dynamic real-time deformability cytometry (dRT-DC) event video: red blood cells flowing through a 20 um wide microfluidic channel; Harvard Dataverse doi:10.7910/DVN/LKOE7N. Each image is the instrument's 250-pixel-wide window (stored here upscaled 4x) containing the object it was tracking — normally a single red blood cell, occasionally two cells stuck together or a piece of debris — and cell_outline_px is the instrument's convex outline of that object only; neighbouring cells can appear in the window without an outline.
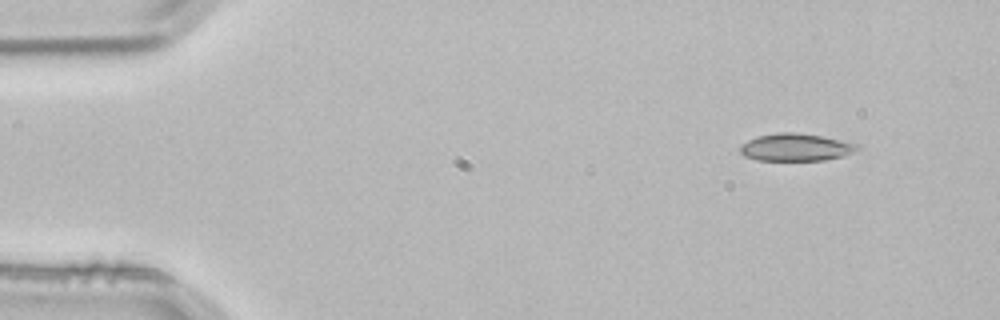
{"species": "common noctule bat (a hibernating species)", "species_latin": "Nyctalus noctula", "temperature_condition": "room temperature", "stored_images_in_passage": 3, "camera_frame_rate_fps": 3000, "um_per_image_px": 0.085, "animal": {"sex": "male", "body_mass_g": 21.5, "forearm_length_mm": 52.0}, "frame": {"image": 1, "passage_image": 1, "time_ms": 0.0, "image_size_px": [1000, 320], "cell_outline_px": [[860, 148], [852, 152], [840, 156], [824, 160], [756, 160], [744, 156], [740, 152], [740, 144], [756, 136], [780, 132], [796, 132], [820, 136], [860, 144]], "centroid_in_image_um": [67.6, 12.51], "position_along_channel_um": 17.4, "area_um2": 18.67}}
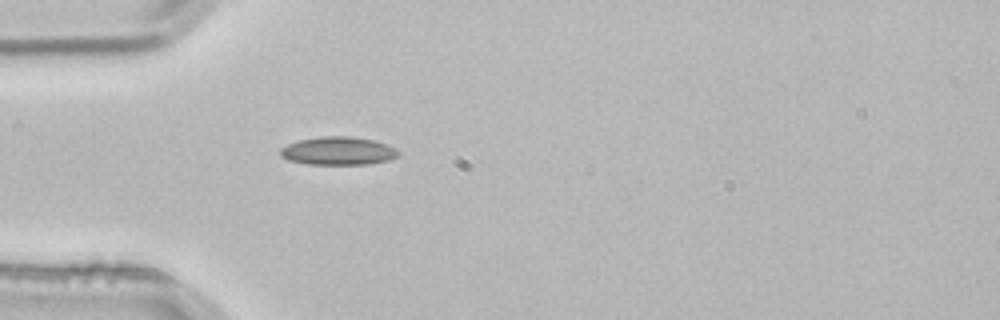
{"frame": {"image": 2, "passage_image": 3, "time_ms": 0.667, "image_size_px": [1000, 320], "cell_outline_px": [[400, 156], [388, 160], [368, 164], [308, 164], [288, 160], [280, 156], [280, 148], [288, 144], [300, 140], [320, 136], [352, 136], [372, 140], [384, 144], [400, 152]], "centroid_in_image_um": [28.71, 12.83], "position_along_channel_um": 56.3, "area_um2": 19.25}}